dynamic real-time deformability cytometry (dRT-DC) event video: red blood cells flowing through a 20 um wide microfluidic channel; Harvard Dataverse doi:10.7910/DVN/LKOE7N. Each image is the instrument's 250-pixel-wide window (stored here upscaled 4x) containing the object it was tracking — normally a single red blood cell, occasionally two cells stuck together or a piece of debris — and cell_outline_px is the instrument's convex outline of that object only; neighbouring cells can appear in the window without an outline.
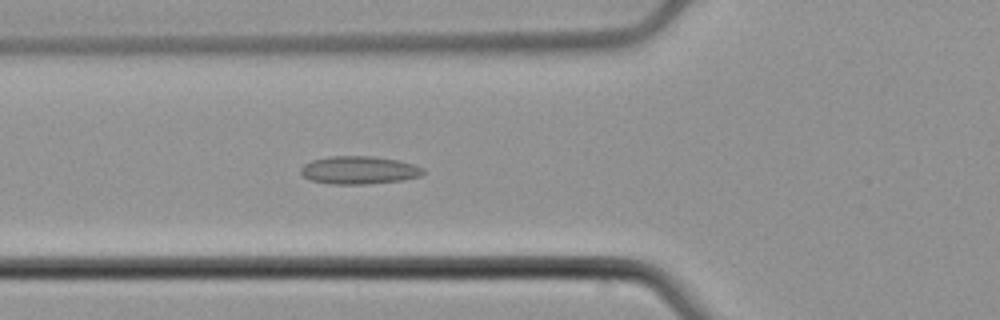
{"species": "common noctule bat (a hibernating species)", "species_latin": "Nyctalus noctula", "temperature_condition": "cold", "stored_images_in_passage": 55, "camera_frame_rate_fps": 3000, "um_per_image_px": 0.085, "animal": {"sex": "male", "body_mass_g": 21.5, "forearm_length_mm": 52.0}, "frame": {"image": 1, "passage_image": 21, "time_ms": 6.667, "image_size_px": [1000, 320], "cell_outline_px": [[424, 172], [420, 176], [404, 180], [364, 184], [332, 184], [312, 180], [304, 176], [300, 172], [300, 168], [304, 164], [312, 160], [332, 156], [372, 156], [396, 160], [412, 164], [424, 168]], "centroid_in_image_um": [30.51, 14.46], "position_along_channel_um": 95.3, "area_um2": 19.77}}
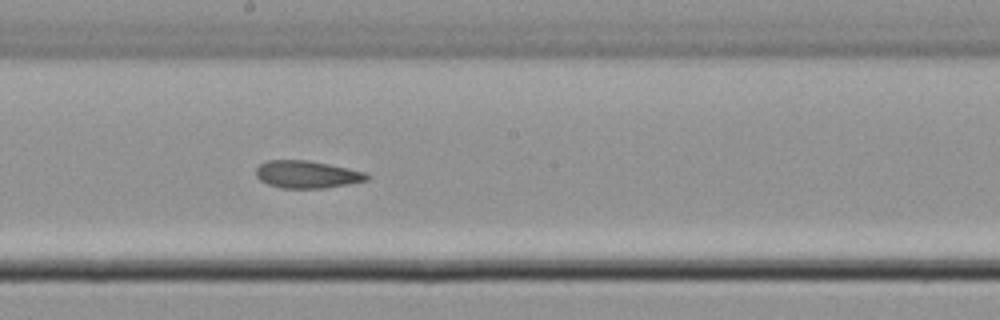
{"frame": {"image": 2, "passage_image": 31, "time_ms": 10.0, "image_size_px": [1000, 320], "cell_outline_px": [[372, 176], [368, 180], [348, 184], [324, 188], [280, 188], [268, 184], [260, 180], [256, 176], [256, 168], [260, 164], [268, 160], [308, 160], [368, 172]], "centroid_in_image_um": [26.12, 14.82], "position_along_channel_um": 222.1, "area_um2": 17.86}}
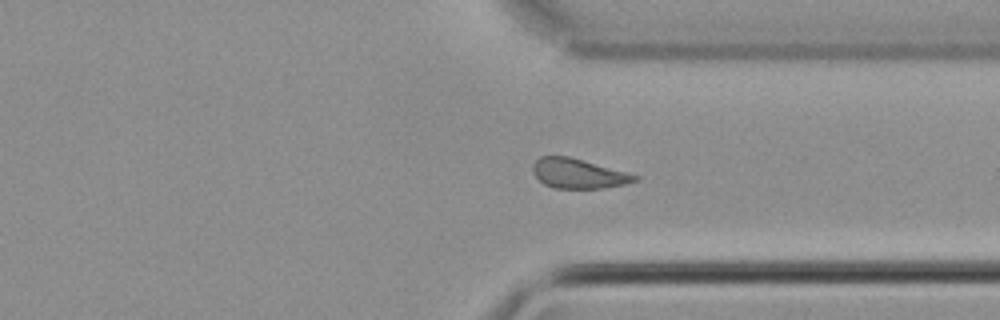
{"frame": {"image": 3, "passage_image": 42, "time_ms": 13.667, "image_size_px": [1000, 320], "cell_outline_px": [[640, 180], [624, 184], [604, 188], [552, 188], [544, 184], [532, 172], [532, 164], [540, 156], [568, 156], [640, 176]], "centroid_in_image_um": [49.14, 14.75], "position_along_channel_um": 362.3, "area_um2": 17.57}, "authors_computed_cell_mechanics": {"area_um2": 18.2648, "velocity_mm_per_s": 3.8056, "shape_relaxation_time_tau1_ms": null, "shape_relaxation_time_tau2_ms": 3.6832, "deformation_change_tau1": null, "deformation_change_tau2": 0.0933}}